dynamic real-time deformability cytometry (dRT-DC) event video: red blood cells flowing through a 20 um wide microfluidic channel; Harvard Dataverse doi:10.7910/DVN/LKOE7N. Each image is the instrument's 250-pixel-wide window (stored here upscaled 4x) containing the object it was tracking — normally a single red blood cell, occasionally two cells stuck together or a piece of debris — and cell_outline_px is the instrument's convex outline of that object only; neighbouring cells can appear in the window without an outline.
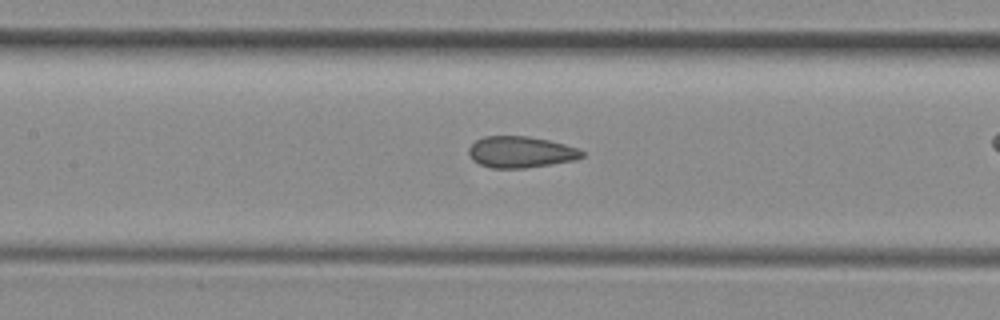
{"species": "common noctule bat (a hibernating species)", "species_latin": "Nyctalus noctula", "temperature_condition": "room temperature", "stored_images_in_passage": 38, "camera_frame_rate_fps": 3000, "um_per_image_px": 0.085, "animal": {"sex": "female", "body_mass_g": 29.2, "forearm_length_mm": 56.3}, "frame": {"image": 1, "passage_image": 22, "time_ms": 7.0, "image_size_px": [1000, 320], "cell_outline_px": [[584, 156], [576, 160], [524, 168], [492, 168], [480, 164], [472, 160], [468, 152], [468, 148], [476, 140], [484, 136], [528, 136], [548, 140], [580, 148], [584, 152]], "centroid_in_image_um": [44.27, 12.92], "position_along_channel_um": 163.1, "area_um2": 20.75}}